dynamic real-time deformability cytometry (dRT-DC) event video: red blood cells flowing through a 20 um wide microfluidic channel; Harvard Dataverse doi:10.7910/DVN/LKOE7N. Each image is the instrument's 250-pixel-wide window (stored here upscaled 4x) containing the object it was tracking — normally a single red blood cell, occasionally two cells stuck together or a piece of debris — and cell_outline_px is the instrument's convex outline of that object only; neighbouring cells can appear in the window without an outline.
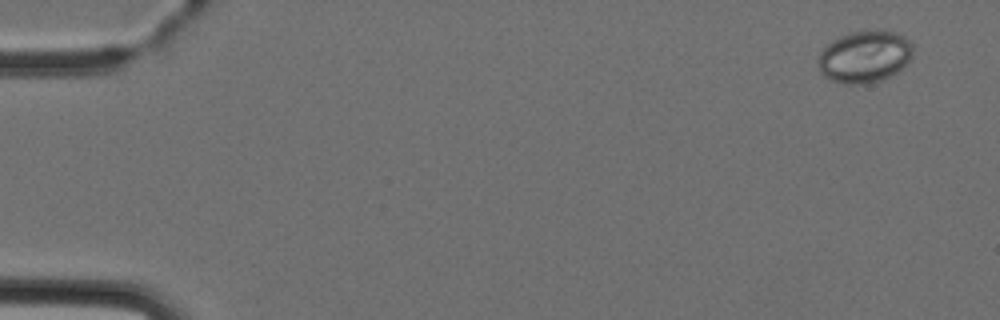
{"species": "Egyptian fruit bat (a non-hibernating species)", "species_latin": "Rousettus aegyptiacus", "temperature_condition": "cold", "stored_images_in_passage": 4, "camera_frame_rate_fps": 3000, "um_per_image_px": 0.085, "animal": {"sex": "female"}, "frame": {"image": 1, "passage_image": 1, "time_ms": 0.0, "image_size_px": [1000, 320], "cell_outline_px": [[912, 56], [896, 72], [880, 80], [864, 84], [848, 84], [828, 80], [820, 72], [816, 60], [820, 52], [832, 40], [840, 36], [852, 32], [876, 28], [880, 28], [896, 32], [904, 36], [912, 44]], "centroid_in_image_um": [73.46, 4.79], "position_along_channel_um": 11.5, "area_um2": 29.02}}